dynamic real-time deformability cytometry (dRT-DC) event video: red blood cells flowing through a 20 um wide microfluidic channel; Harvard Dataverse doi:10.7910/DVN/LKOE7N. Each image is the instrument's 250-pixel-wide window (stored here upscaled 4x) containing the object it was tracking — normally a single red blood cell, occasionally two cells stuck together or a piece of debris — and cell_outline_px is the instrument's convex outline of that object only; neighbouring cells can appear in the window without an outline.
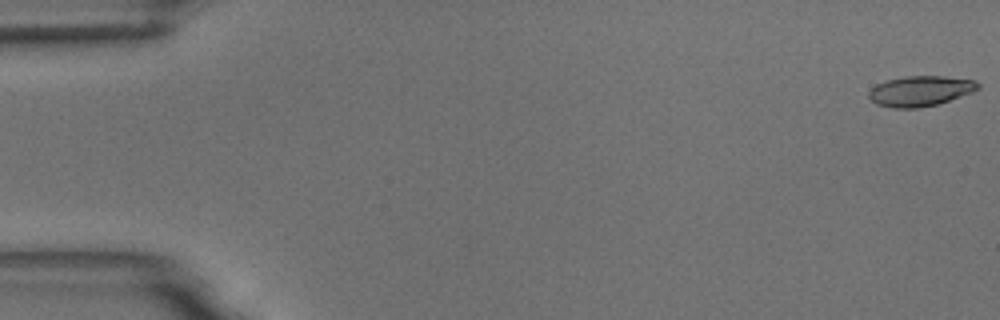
{"species": "common noctule bat (a hibernating species)", "species_latin": "Nyctalus noctula", "temperature_condition": "room temperature", "stored_images_in_passage": 55, "camera_frame_rate_fps": 3000, "um_per_image_px": 0.085, "animal": {"sex": "male", "body_mass_g": 18.8}, "frame": {"image": 1, "passage_image": 1, "time_ms": 0.0, "image_size_px": [1000, 320], "cell_outline_px": [[980, 88], [972, 92], [936, 104], [920, 108], [896, 108], [876, 104], [868, 96], [868, 92], [876, 84], [888, 80], [904, 76], [944, 76], [976, 80], [980, 84]], "centroid_in_image_um": [78.23, 7.73], "position_along_channel_um": 6.8, "area_um2": 19.19}}
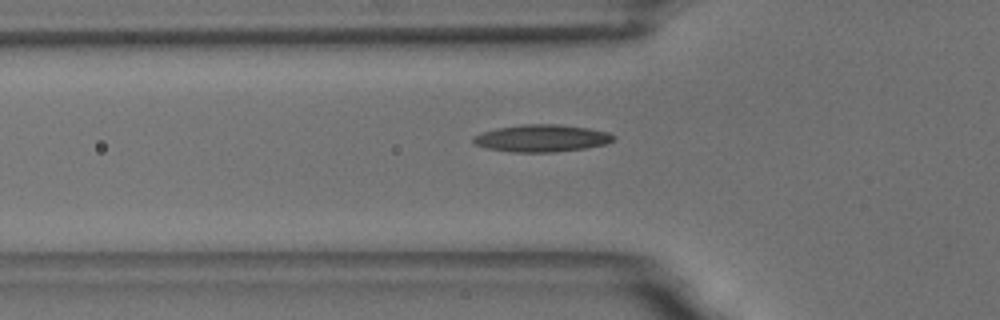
{"frame": {"image": 2, "passage_image": 19, "time_ms": 6.0, "image_size_px": [1000, 320], "cell_outline_px": [[616, 140], [604, 144], [584, 148], [556, 152], [512, 152], [488, 148], [476, 144], [472, 140], [472, 136], [496, 128], [524, 124], [560, 124], [588, 128], [608, 132], [616, 136]], "centroid_in_image_um": [46.07, 11.74], "position_along_channel_um": 79.7, "area_um2": 22.2}}
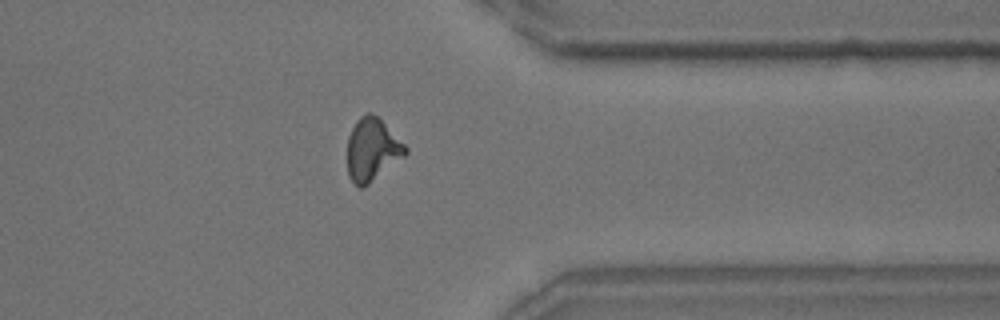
{"frame": {"image": 3, "passage_image": 44, "time_ms": 14.333, "image_size_px": [1000, 320], "cell_outline_px": [[408, 152], [404, 156], [364, 188], [360, 188], [348, 176], [348, 136], [356, 120], [360, 116], [368, 112], [372, 112], [408, 148]], "centroid_in_image_um": [31.61, 12.73], "position_along_channel_um": 379.8, "area_um2": 20.92}, "authors_computed_cell_mechanics": {"area_um2": 19.8832, "velocity_mm_per_s": 3.6771, "shape_relaxation_time_tau1_ms": 6.8185, "shape_relaxation_time_tau2_ms": 2.4563, "deformation_change_tau1": 0.2141, "deformation_change_tau2": 0.1039}}